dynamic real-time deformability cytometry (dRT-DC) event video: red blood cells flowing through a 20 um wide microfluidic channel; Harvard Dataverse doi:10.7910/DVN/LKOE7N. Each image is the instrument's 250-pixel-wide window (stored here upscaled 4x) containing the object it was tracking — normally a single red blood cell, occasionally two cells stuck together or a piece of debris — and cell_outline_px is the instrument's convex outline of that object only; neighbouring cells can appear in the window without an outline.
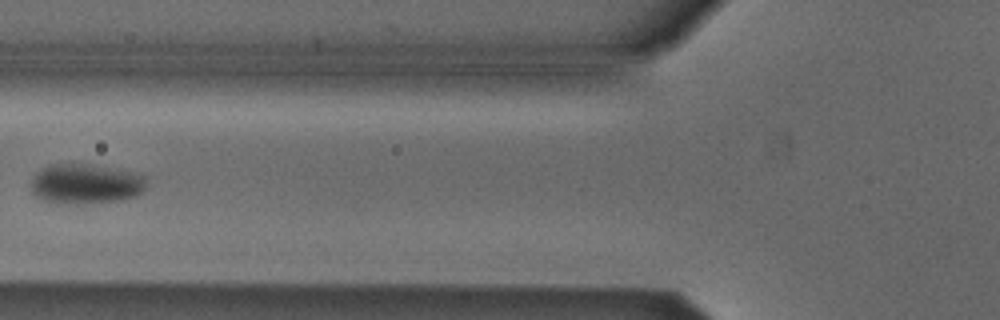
{"species": "Egyptian fruit bat (a non-hibernating species)", "species_latin": "Rousettus aegyptiacus", "temperature_condition": "cold", "stored_images_in_passage": 2, "camera_frame_rate_fps": 3000, "um_per_image_px": 0.085, "animal": {"sex": "male"}, "frame": {"image": 1, "passage_image": 2, "time_ms": 0.333, "image_size_px": [1000, 320], "cell_outline_px": [[148, 184], [136, 196], [124, 200], [56, 204], [44, 200], [36, 196], [32, 192], [32, 176], [40, 168], [48, 164], [92, 164], [136, 172], [148, 176]], "centroid_in_image_um": [7.31, 15.6], "position_along_channel_um": 118.5, "area_um2": 27.28}}